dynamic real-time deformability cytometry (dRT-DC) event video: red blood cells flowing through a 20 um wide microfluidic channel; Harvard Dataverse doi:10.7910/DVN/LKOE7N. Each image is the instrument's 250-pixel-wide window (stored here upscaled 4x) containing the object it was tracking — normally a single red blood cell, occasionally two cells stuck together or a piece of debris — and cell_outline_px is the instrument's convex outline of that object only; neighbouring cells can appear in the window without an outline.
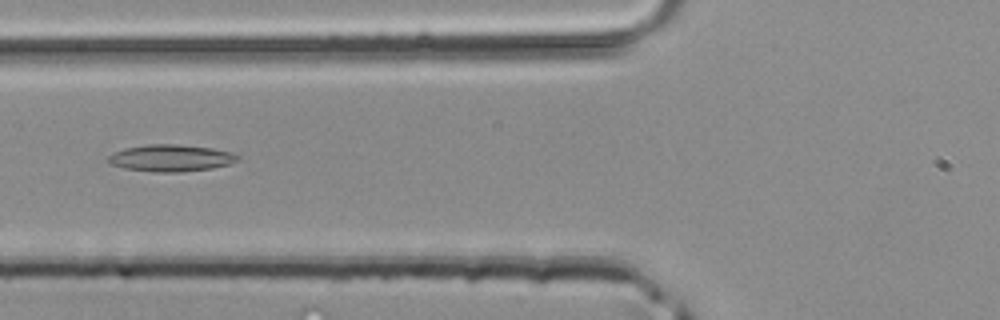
{"species": "common noctule bat (a hibernating species)", "species_latin": "Nyctalus noctula", "temperature_condition": "room temperature", "stored_images_in_passage": 5, "camera_frame_rate_fps": 3000, "um_per_image_px": 0.085, "animal": {"sex": "male", "body_mass_g": 20.4}, "frame": {"image": 1, "passage_image": 5, "time_ms": 1.333, "image_size_px": [1000, 320], "cell_outline_px": [[240, 160], [228, 164], [212, 168], [180, 172], [152, 172], [124, 168], [108, 164], [108, 156], [124, 148], [144, 144], [176, 144], [212, 148], [232, 152], [240, 156]], "centroid_in_image_um": [14.52, 13.43], "position_along_channel_um": 111.3, "area_um2": 20.4}}